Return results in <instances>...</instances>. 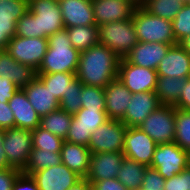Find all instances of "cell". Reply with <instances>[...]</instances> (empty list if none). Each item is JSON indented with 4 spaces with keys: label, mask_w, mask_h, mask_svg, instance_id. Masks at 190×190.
Listing matches in <instances>:
<instances>
[{
    "label": "cell",
    "mask_w": 190,
    "mask_h": 190,
    "mask_svg": "<svg viewBox=\"0 0 190 190\" xmlns=\"http://www.w3.org/2000/svg\"><path fill=\"white\" fill-rule=\"evenodd\" d=\"M120 59L107 46L94 45L80 52L76 77L83 85L105 88L117 79Z\"/></svg>",
    "instance_id": "1"
},
{
    "label": "cell",
    "mask_w": 190,
    "mask_h": 190,
    "mask_svg": "<svg viewBox=\"0 0 190 190\" xmlns=\"http://www.w3.org/2000/svg\"><path fill=\"white\" fill-rule=\"evenodd\" d=\"M80 52L75 49L64 28L48 37V48L37 73H76Z\"/></svg>",
    "instance_id": "2"
},
{
    "label": "cell",
    "mask_w": 190,
    "mask_h": 190,
    "mask_svg": "<svg viewBox=\"0 0 190 190\" xmlns=\"http://www.w3.org/2000/svg\"><path fill=\"white\" fill-rule=\"evenodd\" d=\"M132 20L139 42L177 44L172 21L153 16L142 7L135 8Z\"/></svg>",
    "instance_id": "3"
},
{
    "label": "cell",
    "mask_w": 190,
    "mask_h": 190,
    "mask_svg": "<svg viewBox=\"0 0 190 190\" xmlns=\"http://www.w3.org/2000/svg\"><path fill=\"white\" fill-rule=\"evenodd\" d=\"M99 44L107 46L120 58L139 42L132 19L108 22L98 26Z\"/></svg>",
    "instance_id": "4"
},
{
    "label": "cell",
    "mask_w": 190,
    "mask_h": 190,
    "mask_svg": "<svg viewBox=\"0 0 190 190\" xmlns=\"http://www.w3.org/2000/svg\"><path fill=\"white\" fill-rule=\"evenodd\" d=\"M175 106L160 105L138 127L157 145L169 144L175 139Z\"/></svg>",
    "instance_id": "5"
},
{
    "label": "cell",
    "mask_w": 190,
    "mask_h": 190,
    "mask_svg": "<svg viewBox=\"0 0 190 190\" xmlns=\"http://www.w3.org/2000/svg\"><path fill=\"white\" fill-rule=\"evenodd\" d=\"M127 128L120 120L108 119L91 134L88 148L91 153L123 152Z\"/></svg>",
    "instance_id": "6"
},
{
    "label": "cell",
    "mask_w": 190,
    "mask_h": 190,
    "mask_svg": "<svg viewBox=\"0 0 190 190\" xmlns=\"http://www.w3.org/2000/svg\"><path fill=\"white\" fill-rule=\"evenodd\" d=\"M48 38L13 36L9 41L6 52L18 63L29 65L38 70L47 52Z\"/></svg>",
    "instance_id": "7"
},
{
    "label": "cell",
    "mask_w": 190,
    "mask_h": 190,
    "mask_svg": "<svg viewBox=\"0 0 190 190\" xmlns=\"http://www.w3.org/2000/svg\"><path fill=\"white\" fill-rule=\"evenodd\" d=\"M3 147L8 163L22 171L33 149L31 130L19 127L5 129Z\"/></svg>",
    "instance_id": "8"
},
{
    "label": "cell",
    "mask_w": 190,
    "mask_h": 190,
    "mask_svg": "<svg viewBox=\"0 0 190 190\" xmlns=\"http://www.w3.org/2000/svg\"><path fill=\"white\" fill-rule=\"evenodd\" d=\"M189 165V152L172 142L156 146L150 167L156 169L164 179H169Z\"/></svg>",
    "instance_id": "9"
},
{
    "label": "cell",
    "mask_w": 190,
    "mask_h": 190,
    "mask_svg": "<svg viewBox=\"0 0 190 190\" xmlns=\"http://www.w3.org/2000/svg\"><path fill=\"white\" fill-rule=\"evenodd\" d=\"M107 120L106 109L87 110L81 108L73 115L70 128L64 141L88 147L91 134Z\"/></svg>",
    "instance_id": "10"
},
{
    "label": "cell",
    "mask_w": 190,
    "mask_h": 190,
    "mask_svg": "<svg viewBox=\"0 0 190 190\" xmlns=\"http://www.w3.org/2000/svg\"><path fill=\"white\" fill-rule=\"evenodd\" d=\"M117 78L133 93L155 91L157 71L139 67L125 57L120 59Z\"/></svg>",
    "instance_id": "11"
},
{
    "label": "cell",
    "mask_w": 190,
    "mask_h": 190,
    "mask_svg": "<svg viewBox=\"0 0 190 190\" xmlns=\"http://www.w3.org/2000/svg\"><path fill=\"white\" fill-rule=\"evenodd\" d=\"M28 10L37 15L38 37L48 38L65 28L57 1L28 0Z\"/></svg>",
    "instance_id": "12"
},
{
    "label": "cell",
    "mask_w": 190,
    "mask_h": 190,
    "mask_svg": "<svg viewBox=\"0 0 190 190\" xmlns=\"http://www.w3.org/2000/svg\"><path fill=\"white\" fill-rule=\"evenodd\" d=\"M157 144L138 127H128L124 142V156L147 167L151 166Z\"/></svg>",
    "instance_id": "13"
},
{
    "label": "cell",
    "mask_w": 190,
    "mask_h": 190,
    "mask_svg": "<svg viewBox=\"0 0 190 190\" xmlns=\"http://www.w3.org/2000/svg\"><path fill=\"white\" fill-rule=\"evenodd\" d=\"M40 190H67L82 179L60 163L31 174Z\"/></svg>",
    "instance_id": "14"
},
{
    "label": "cell",
    "mask_w": 190,
    "mask_h": 190,
    "mask_svg": "<svg viewBox=\"0 0 190 190\" xmlns=\"http://www.w3.org/2000/svg\"><path fill=\"white\" fill-rule=\"evenodd\" d=\"M124 158L123 152L92 153L85 178L91 184L95 181L116 178Z\"/></svg>",
    "instance_id": "15"
},
{
    "label": "cell",
    "mask_w": 190,
    "mask_h": 190,
    "mask_svg": "<svg viewBox=\"0 0 190 190\" xmlns=\"http://www.w3.org/2000/svg\"><path fill=\"white\" fill-rule=\"evenodd\" d=\"M124 117L120 120L127 127H139L161 104L154 91L133 93Z\"/></svg>",
    "instance_id": "16"
},
{
    "label": "cell",
    "mask_w": 190,
    "mask_h": 190,
    "mask_svg": "<svg viewBox=\"0 0 190 190\" xmlns=\"http://www.w3.org/2000/svg\"><path fill=\"white\" fill-rule=\"evenodd\" d=\"M95 24L132 19L135 6L127 0H92Z\"/></svg>",
    "instance_id": "17"
},
{
    "label": "cell",
    "mask_w": 190,
    "mask_h": 190,
    "mask_svg": "<svg viewBox=\"0 0 190 190\" xmlns=\"http://www.w3.org/2000/svg\"><path fill=\"white\" fill-rule=\"evenodd\" d=\"M172 45L174 44L138 42L125 58L136 66L157 70Z\"/></svg>",
    "instance_id": "18"
},
{
    "label": "cell",
    "mask_w": 190,
    "mask_h": 190,
    "mask_svg": "<svg viewBox=\"0 0 190 190\" xmlns=\"http://www.w3.org/2000/svg\"><path fill=\"white\" fill-rule=\"evenodd\" d=\"M156 71L158 76L187 79L190 74V54L178 43L172 45L160 61Z\"/></svg>",
    "instance_id": "19"
},
{
    "label": "cell",
    "mask_w": 190,
    "mask_h": 190,
    "mask_svg": "<svg viewBox=\"0 0 190 190\" xmlns=\"http://www.w3.org/2000/svg\"><path fill=\"white\" fill-rule=\"evenodd\" d=\"M58 3L65 28L96 25L92 0H61Z\"/></svg>",
    "instance_id": "20"
},
{
    "label": "cell",
    "mask_w": 190,
    "mask_h": 190,
    "mask_svg": "<svg viewBox=\"0 0 190 190\" xmlns=\"http://www.w3.org/2000/svg\"><path fill=\"white\" fill-rule=\"evenodd\" d=\"M108 119L121 120L130 104V90L117 78L104 88Z\"/></svg>",
    "instance_id": "21"
},
{
    "label": "cell",
    "mask_w": 190,
    "mask_h": 190,
    "mask_svg": "<svg viewBox=\"0 0 190 190\" xmlns=\"http://www.w3.org/2000/svg\"><path fill=\"white\" fill-rule=\"evenodd\" d=\"M0 77L11 80L18 89H24L37 77V70L18 63L6 50L0 53Z\"/></svg>",
    "instance_id": "22"
},
{
    "label": "cell",
    "mask_w": 190,
    "mask_h": 190,
    "mask_svg": "<svg viewBox=\"0 0 190 190\" xmlns=\"http://www.w3.org/2000/svg\"><path fill=\"white\" fill-rule=\"evenodd\" d=\"M23 90L40 118L60 108V101L37 77Z\"/></svg>",
    "instance_id": "23"
},
{
    "label": "cell",
    "mask_w": 190,
    "mask_h": 190,
    "mask_svg": "<svg viewBox=\"0 0 190 190\" xmlns=\"http://www.w3.org/2000/svg\"><path fill=\"white\" fill-rule=\"evenodd\" d=\"M8 104L14 114L15 127L32 131L40 126L41 118L27 99L23 89H17Z\"/></svg>",
    "instance_id": "24"
},
{
    "label": "cell",
    "mask_w": 190,
    "mask_h": 190,
    "mask_svg": "<svg viewBox=\"0 0 190 190\" xmlns=\"http://www.w3.org/2000/svg\"><path fill=\"white\" fill-rule=\"evenodd\" d=\"M91 150L84 145L64 141L60 151L61 161L71 171L85 178L89 169Z\"/></svg>",
    "instance_id": "25"
},
{
    "label": "cell",
    "mask_w": 190,
    "mask_h": 190,
    "mask_svg": "<svg viewBox=\"0 0 190 190\" xmlns=\"http://www.w3.org/2000/svg\"><path fill=\"white\" fill-rule=\"evenodd\" d=\"M185 79L169 76H158L155 93L161 105L174 106L180 97Z\"/></svg>",
    "instance_id": "26"
},
{
    "label": "cell",
    "mask_w": 190,
    "mask_h": 190,
    "mask_svg": "<svg viewBox=\"0 0 190 190\" xmlns=\"http://www.w3.org/2000/svg\"><path fill=\"white\" fill-rule=\"evenodd\" d=\"M67 34L72 46L79 52L88 50L99 44V30L97 25H81L67 28Z\"/></svg>",
    "instance_id": "27"
},
{
    "label": "cell",
    "mask_w": 190,
    "mask_h": 190,
    "mask_svg": "<svg viewBox=\"0 0 190 190\" xmlns=\"http://www.w3.org/2000/svg\"><path fill=\"white\" fill-rule=\"evenodd\" d=\"M72 117L73 115L59 108L48 115L42 116L39 127L65 140Z\"/></svg>",
    "instance_id": "28"
},
{
    "label": "cell",
    "mask_w": 190,
    "mask_h": 190,
    "mask_svg": "<svg viewBox=\"0 0 190 190\" xmlns=\"http://www.w3.org/2000/svg\"><path fill=\"white\" fill-rule=\"evenodd\" d=\"M146 168L147 166L145 165L124 158L116 178L127 190H138L141 188Z\"/></svg>",
    "instance_id": "29"
},
{
    "label": "cell",
    "mask_w": 190,
    "mask_h": 190,
    "mask_svg": "<svg viewBox=\"0 0 190 190\" xmlns=\"http://www.w3.org/2000/svg\"><path fill=\"white\" fill-rule=\"evenodd\" d=\"M37 78L49 88L60 101L64 93L68 91L71 83L77 78L76 73H37Z\"/></svg>",
    "instance_id": "30"
},
{
    "label": "cell",
    "mask_w": 190,
    "mask_h": 190,
    "mask_svg": "<svg viewBox=\"0 0 190 190\" xmlns=\"http://www.w3.org/2000/svg\"><path fill=\"white\" fill-rule=\"evenodd\" d=\"M60 163H62L60 153L32 149L28 162L21 172L31 175L32 173L38 172L48 167H53Z\"/></svg>",
    "instance_id": "31"
},
{
    "label": "cell",
    "mask_w": 190,
    "mask_h": 190,
    "mask_svg": "<svg viewBox=\"0 0 190 190\" xmlns=\"http://www.w3.org/2000/svg\"><path fill=\"white\" fill-rule=\"evenodd\" d=\"M184 4L183 0H146L142 8L153 16L172 21Z\"/></svg>",
    "instance_id": "32"
},
{
    "label": "cell",
    "mask_w": 190,
    "mask_h": 190,
    "mask_svg": "<svg viewBox=\"0 0 190 190\" xmlns=\"http://www.w3.org/2000/svg\"><path fill=\"white\" fill-rule=\"evenodd\" d=\"M174 142L184 151L190 153V110H175Z\"/></svg>",
    "instance_id": "33"
},
{
    "label": "cell",
    "mask_w": 190,
    "mask_h": 190,
    "mask_svg": "<svg viewBox=\"0 0 190 190\" xmlns=\"http://www.w3.org/2000/svg\"><path fill=\"white\" fill-rule=\"evenodd\" d=\"M33 149L60 153L64 140L40 127L31 131Z\"/></svg>",
    "instance_id": "34"
},
{
    "label": "cell",
    "mask_w": 190,
    "mask_h": 190,
    "mask_svg": "<svg viewBox=\"0 0 190 190\" xmlns=\"http://www.w3.org/2000/svg\"><path fill=\"white\" fill-rule=\"evenodd\" d=\"M28 11V0H0V21L17 22Z\"/></svg>",
    "instance_id": "35"
},
{
    "label": "cell",
    "mask_w": 190,
    "mask_h": 190,
    "mask_svg": "<svg viewBox=\"0 0 190 190\" xmlns=\"http://www.w3.org/2000/svg\"><path fill=\"white\" fill-rule=\"evenodd\" d=\"M82 83L76 78L70 88L60 100V108L68 114L74 115L81 109V90Z\"/></svg>",
    "instance_id": "36"
},
{
    "label": "cell",
    "mask_w": 190,
    "mask_h": 190,
    "mask_svg": "<svg viewBox=\"0 0 190 190\" xmlns=\"http://www.w3.org/2000/svg\"><path fill=\"white\" fill-rule=\"evenodd\" d=\"M81 100V108L106 109L104 88L82 85Z\"/></svg>",
    "instance_id": "37"
},
{
    "label": "cell",
    "mask_w": 190,
    "mask_h": 190,
    "mask_svg": "<svg viewBox=\"0 0 190 190\" xmlns=\"http://www.w3.org/2000/svg\"><path fill=\"white\" fill-rule=\"evenodd\" d=\"M172 27L177 43L190 34V7L187 4L182 6L172 20Z\"/></svg>",
    "instance_id": "38"
},
{
    "label": "cell",
    "mask_w": 190,
    "mask_h": 190,
    "mask_svg": "<svg viewBox=\"0 0 190 190\" xmlns=\"http://www.w3.org/2000/svg\"><path fill=\"white\" fill-rule=\"evenodd\" d=\"M16 36L33 38L38 37L37 15L29 10L16 23Z\"/></svg>",
    "instance_id": "39"
},
{
    "label": "cell",
    "mask_w": 190,
    "mask_h": 190,
    "mask_svg": "<svg viewBox=\"0 0 190 190\" xmlns=\"http://www.w3.org/2000/svg\"><path fill=\"white\" fill-rule=\"evenodd\" d=\"M165 179L161 174L151 167L145 170L140 190H164Z\"/></svg>",
    "instance_id": "40"
},
{
    "label": "cell",
    "mask_w": 190,
    "mask_h": 190,
    "mask_svg": "<svg viewBox=\"0 0 190 190\" xmlns=\"http://www.w3.org/2000/svg\"><path fill=\"white\" fill-rule=\"evenodd\" d=\"M164 190H190V165L174 177L165 179Z\"/></svg>",
    "instance_id": "41"
},
{
    "label": "cell",
    "mask_w": 190,
    "mask_h": 190,
    "mask_svg": "<svg viewBox=\"0 0 190 190\" xmlns=\"http://www.w3.org/2000/svg\"><path fill=\"white\" fill-rule=\"evenodd\" d=\"M16 23L0 21V50H5L11 38L15 36Z\"/></svg>",
    "instance_id": "42"
},
{
    "label": "cell",
    "mask_w": 190,
    "mask_h": 190,
    "mask_svg": "<svg viewBox=\"0 0 190 190\" xmlns=\"http://www.w3.org/2000/svg\"><path fill=\"white\" fill-rule=\"evenodd\" d=\"M21 171L17 168L0 170V190H12L13 183Z\"/></svg>",
    "instance_id": "43"
},
{
    "label": "cell",
    "mask_w": 190,
    "mask_h": 190,
    "mask_svg": "<svg viewBox=\"0 0 190 190\" xmlns=\"http://www.w3.org/2000/svg\"><path fill=\"white\" fill-rule=\"evenodd\" d=\"M12 190H40L31 175L20 173L13 183Z\"/></svg>",
    "instance_id": "44"
},
{
    "label": "cell",
    "mask_w": 190,
    "mask_h": 190,
    "mask_svg": "<svg viewBox=\"0 0 190 190\" xmlns=\"http://www.w3.org/2000/svg\"><path fill=\"white\" fill-rule=\"evenodd\" d=\"M13 127H15V119L8 102H0V128L8 129Z\"/></svg>",
    "instance_id": "45"
},
{
    "label": "cell",
    "mask_w": 190,
    "mask_h": 190,
    "mask_svg": "<svg viewBox=\"0 0 190 190\" xmlns=\"http://www.w3.org/2000/svg\"><path fill=\"white\" fill-rule=\"evenodd\" d=\"M17 89L18 88L11 80L0 77V102H8Z\"/></svg>",
    "instance_id": "46"
},
{
    "label": "cell",
    "mask_w": 190,
    "mask_h": 190,
    "mask_svg": "<svg viewBox=\"0 0 190 190\" xmlns=\"http://www.w3.org/2000/svg\"><path fill=\"white\" fill-rule=\"evenodd\" d=\"M92 186L95 190H127L117 178L95 181Z\"/></svg>",
    "instance_id": "47"
},
{
    "label": "cell",
    "mask_w": 190,
    "mask_h": 190,
    "mask_svg": "<svg viewBox=\"0 0 190 190\" xmlns=\"http://www.w3.org/2000/svg\"><path fill=\"white\" fill-rule=\"evenodd\" d=\"M174 106L178 109L190 110V78L185 79L179 100Z\"/></svg>",
    "instance_id": "48"
},
{
    "label": "cell",
    "mask_w": 190,
    "mask_h": 190,
    "mask_svg": "<svg viewBox=\"0 0 190 190\" xmlns=\"http://www.w3.org/2000/svg\"><path fill=\"white\" fill-rule=\"evenodd\" d=\"M4 131L5 129L0 128V170L12 168V166L8 163V160L6 158V153L4 152V147H3Z\"/></svg>",
    "instance_id": "49"
},
{
    "label": "cell",
    "mask_w": 190,
    "mask_h": 190,
    "mask_svg": "<svg viewBox=\"0 0 190 190\" xmlns=\"http://www.w3.org/2000/svg\"><path fill=\"white\" fill-rule=\"evenodd\" d=\"M92 189H93L92 184L86 178H82L80 181H78L76 184H74L72 187H70L67 190H92Z\"/></svg>",
    "instance_id": "50"
},
{
    "label": "cell",
    "mask_w": 190,
    "mask_h": 190,
    "mask_svg": "<svg viewBox=\"0 0 190 190\" xmlns=\"http://www.w3.org/2000/svg\"><path fill=\"white\" fill-rule=\"evenodd\" d=\"M186 52L190 54V34L186 36L184 39H182L178 43Z\"/></svg>",
    "instance_id": "51"
},
{
    "label": "cell",
    "mask_w": 190,
    "mask_h": 190,
    "mask_svg": "<svg viewBox=\"0 0 190 190\" xmlns=\"http://www.w3.org/2000/svg\"><path fill=\"white\" fill-rule=\"evenodd\" d=\"M127 1H129L136 8L143 7L144 3L146 2V0H127Z\"/></svg>",
    "instance_id": "52"
},
{
    "label": "cell",
    "mask_w": 190,
    "mask_h": 190,
    "mask_svg": "<svg viewBox=\"0 0 190 190\" xmlns=\"http://www.w3.org/2000/svg\"><path fill=\"white\" fill-rule=\"evenodd\" d=\"M185 4H187L190 7V0H188Z\"/></svg>",
    "instance_id": "53"
}]
</instances>
